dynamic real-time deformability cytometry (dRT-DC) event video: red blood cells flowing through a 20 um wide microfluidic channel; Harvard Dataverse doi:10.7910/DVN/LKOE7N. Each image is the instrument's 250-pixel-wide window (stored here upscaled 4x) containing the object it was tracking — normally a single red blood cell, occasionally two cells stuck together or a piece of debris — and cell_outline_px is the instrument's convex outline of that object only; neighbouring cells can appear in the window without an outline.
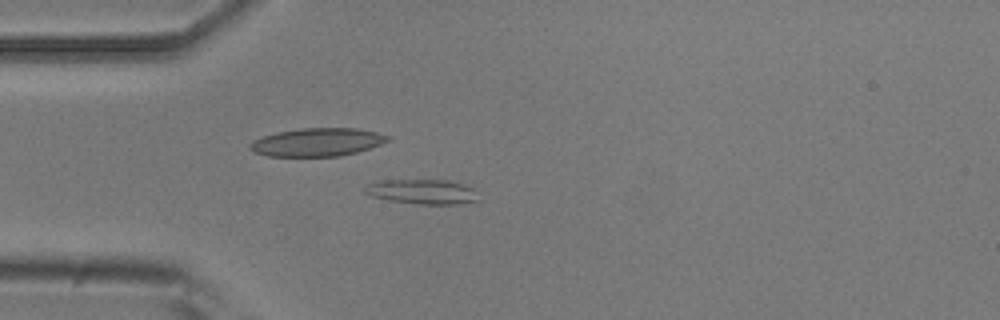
{"species": "common noctule bat (a hibernating species)", "species_latin": "Nyctalus noctula", "temperature_condition": "room temperature", "stored_images_in_passage": 51, "camera_frame_rate_fps": 3000, "um_per_image_px": 0.085, "animal": {"sex": "male", "body_mass_g": 20.5, "forearm_length_mm": 52.5}, "frame": {"image": 1, "passage_image": 13, "time_ms": 4.0, "image_size_px": [1000, 320], "cell_outline_px": [[480, 200], [456, 204], [420, 204], [388, 200], [372, 196], [364, 192], [364, 184], [380, 180], [448, 180], [472, 188]], "centroid_in_image_um": [35.84, 16.29], "position_along_channel_um": 49.2, "area_um2": 16.3}}
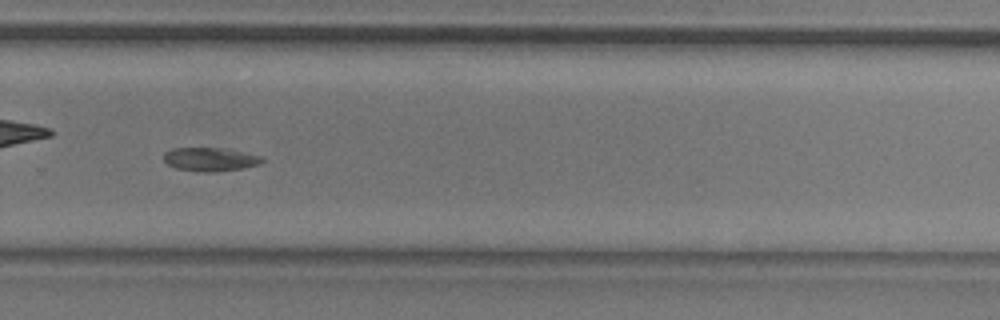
{"frame": {"image": 2, "passage_image": 34, "time_ms": 11.0, "image_size_px": [1000, 320], "cell_outline_px": [[264, 160], [260, 164], [244, 168], [212, 172], [196, 172], [176, 168], [168, 164], [164, 160], [164, 152], [172, 148], [224, 148], [264, 156]], "centroid_in_image_um": [17.89, 13.54], "position_along_channel_um": 311.9, "area_um2": 13.7}}
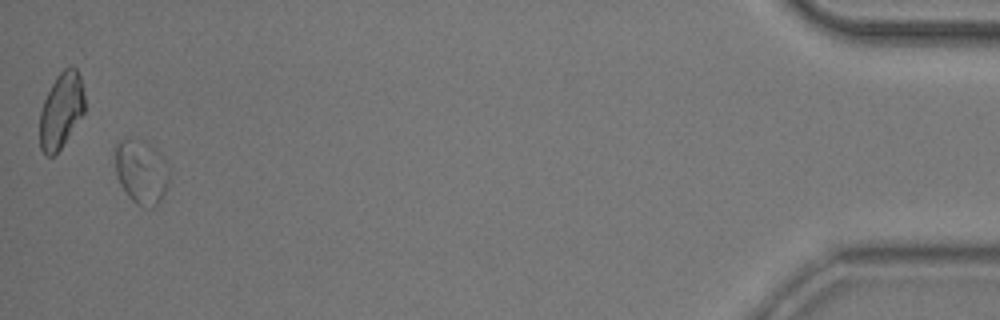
{"frame": {"image": 3, "passage_image": 49, "time_ms": 16.0, "image_size_px": [1000, 320], "cell_outline_px": [[168, 184], [156, 208], [144, 208], [136, 204], [128, 196], [120, 184], [116, 176], [112, 148], [120, 140], [128, 136], [144, 140], [152, 144], [164, 156], [168, 164]], "centroid_in_image_um": [11.98, 14.54], "position_along_channel_um": 423.2, "area_um2": 21.27}, "authors_computed_cell_mechanics": {"area_um2": 14.45, "velocity_mm_per_s": 3.9096, "shape_relaxation_time_tau1_ms": 11.2169, "shape_relaxation_time_tau2_ms": null, "deformation_change_tau1": 0.1625, "deformation_change_tau2": null}}